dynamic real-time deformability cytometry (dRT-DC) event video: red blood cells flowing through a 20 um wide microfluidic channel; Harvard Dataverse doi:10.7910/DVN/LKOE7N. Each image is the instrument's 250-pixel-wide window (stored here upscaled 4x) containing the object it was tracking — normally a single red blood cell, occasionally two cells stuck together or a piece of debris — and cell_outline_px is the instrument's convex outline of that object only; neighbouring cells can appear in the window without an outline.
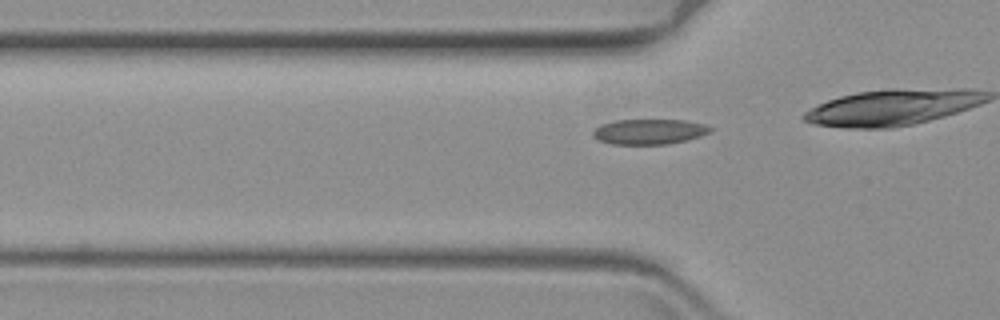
{"species": "common noctule bat (a hibernating species)", "species_latin": "Nyctalus noctula", "temperature_condition": "warm", "stored_images_in_passage": 24, "camera_frame_rate_fps": 3000, "um_per_image_px": 0.085, "animal": {"sex": "female", "body_mass_g": 19.3, "forearm_length_mm": 54.1}, "frame": {"image": 1, "passage_image": 17, "time_ms": 5.333, "image_size_px": [1000, 320], "cell_outline_px": [[712, 128], [708, 132], [700, 136], [668, 144], [612, 144], [600, 140], [592, 136], [592, 132], [600, 124], [616, 120], [684, 120], [704, 124]], "centroid_in_image_um": [55.14, 11.18], "position_along_channel_um": 70.7, "area_um2": 17.05}}
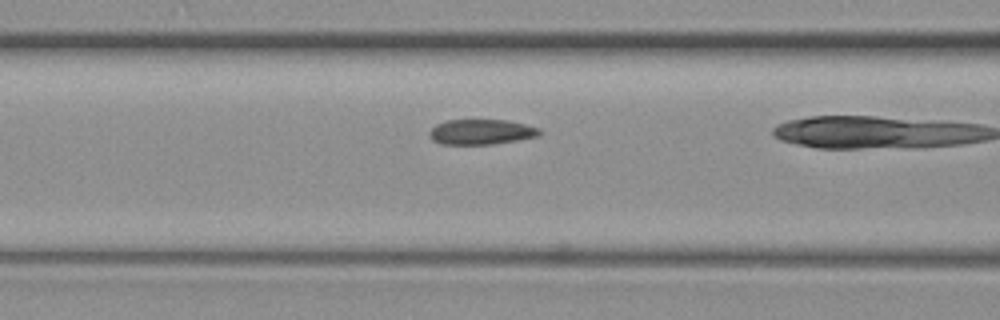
{"frame": {"image": 2, "passage_image": 22, "time_ms": 7.0, "image_size_px": [1000, 320], "cell_outline_px": [[544, 132], [536, 136], [516, 140], [492, 144], [440, 144], [432, 140], [428, 136], [428, 132], [436, 124], [448, 120], [508, 120], [540, 128]], "centroid_in_image_um": [40.88, 11.21], "position_along_channel_um": 125.7, "area_um2": 16.18}}